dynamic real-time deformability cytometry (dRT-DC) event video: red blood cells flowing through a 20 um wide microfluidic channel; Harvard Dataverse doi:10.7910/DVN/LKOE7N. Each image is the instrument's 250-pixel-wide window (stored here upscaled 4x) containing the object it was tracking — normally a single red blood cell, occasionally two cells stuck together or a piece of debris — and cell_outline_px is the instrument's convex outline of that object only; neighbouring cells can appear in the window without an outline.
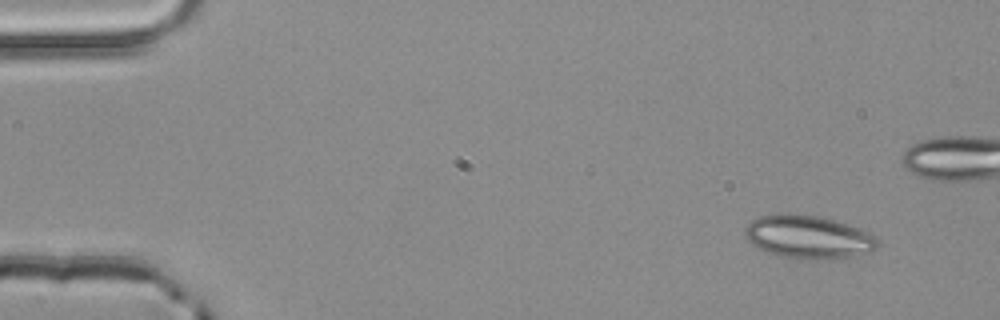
{"species": "common noctule bat (a hibernating species)", "species_latin": "Nyctalus noctula", "temperature_condition": "room temperature", "stored_images_in_passage": 4, "camera_frame_rate_fps": 3000, "um_per_image_px": 0.085, "animal": {"sex": "male", "body_mass_g": 20.4}, "frame": {"image": 1, "passage_image": 1, "time_ms": 0.0, "image_size_px": [1000, 320], "cell_outline_px": [[876, 248], [872, 252], [856, 256], [824, 260], [804, 260], [780, 256], [768, 252], [752, 244], [748, 240], [744, 232], [744, 228], [752, 220], [760, 216], [780, 212], [788, 212], [816, 216], [848, 224], [868, 232], [876, 236]], "centroid_in_image_um": [68.7, 20.15], "position_along_channel_um": 16.3, "area_um2": 33.7}}